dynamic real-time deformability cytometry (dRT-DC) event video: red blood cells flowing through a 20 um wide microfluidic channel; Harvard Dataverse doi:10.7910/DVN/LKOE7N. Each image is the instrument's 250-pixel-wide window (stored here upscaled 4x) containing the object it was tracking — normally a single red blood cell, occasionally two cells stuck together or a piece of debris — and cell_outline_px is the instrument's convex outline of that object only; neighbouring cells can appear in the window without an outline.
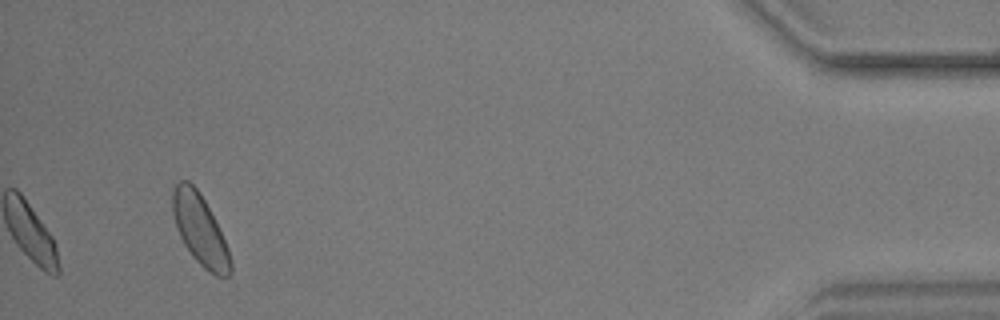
{"species": "common noctule bat (a hibernating species)", "species_latin": "Nyctalus noctula", "temperature_condition": "warm", "stored_images_in_passage": 36, "camera_frame_rate_fps": 3000, "um_per_image_px": 0.085, "animal": {"sex": "male", "body_mass_g": 17.9, "forearm_length_mm": 54.2}, "frame": {"image": 1, "passage_image": 36, "time_ms": 11.667, "image_size_px": [1000, 320], "cell_outline_px": [[232, 272], [228, 276], [216, 276], [204, 268], [192, 256], [184, 244], [176, 228], [172, 212], [172, 192], [176, 184], [180, 180], [188, 180], [200, 192], [228, 248], [232, 260]], "centroid_in_image_um": [16.98, 19.54], "position_along_channel_um": 418.2, "area_um2": 23.52}}